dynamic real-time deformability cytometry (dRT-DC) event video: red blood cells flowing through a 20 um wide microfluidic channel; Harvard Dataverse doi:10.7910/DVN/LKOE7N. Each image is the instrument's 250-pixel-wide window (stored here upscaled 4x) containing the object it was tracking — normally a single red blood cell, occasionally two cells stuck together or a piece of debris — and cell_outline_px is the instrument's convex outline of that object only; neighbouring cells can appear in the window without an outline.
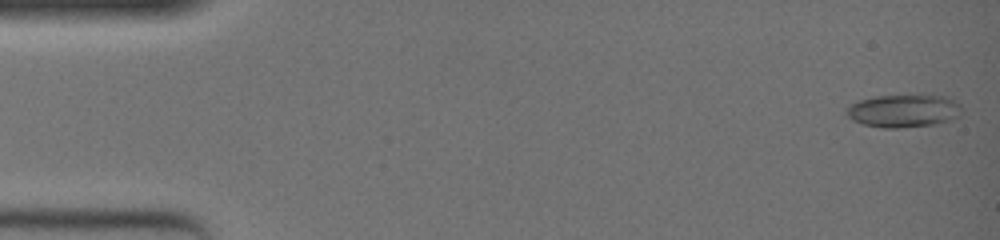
{"species": "common noctule bat (a hibernating species)", "species_latin": "Nyctalus noctula", "temperature_condition": "warm", "stored_images_in_passage": 50, "camera_frame_rate_fps": 3000, "um_per_image_px": 0.085, "animal": {"sex": "female", "body_mass_g": 19.0, "forearm_length_mm": 51.5}, "frame": {"image": 1, "passage_image": 1, "time_ms": 0.0, "image_size_px": [1000, 240], "cell_outline_px": [[960, 116], [952, 120], [936, 124], [900, 128], [880, 128], [864, 124], [852, 120], [848, 116], [848, 108], [852, 104], [860, 100], [876, 96], [920, 92], [944, 96], [960, 104]], "centroid_in_image_um": [76.86, 9.39], "position_along_channel_um": 8.1, "area_um2": 22.72}}
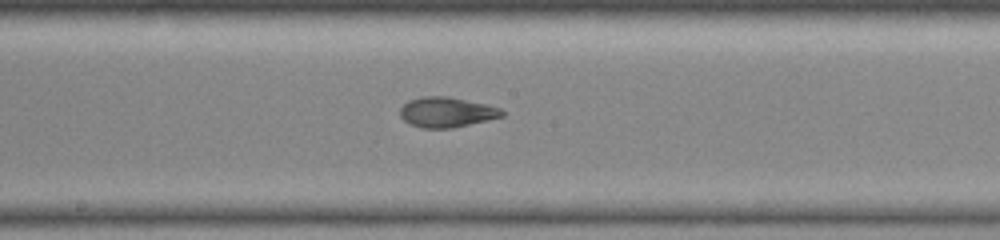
{"frame": {"image": 2, "passage_image": 28, "time_ms": 9.0, "image_size_px": [1000, 240], "cell_outline_px": [[504, 116], [452, 128], [420, 128], [408, 124], [400, 116], [400, 108], [408, 100], [420, 96], [448, 96], [488, 104], [500, 108], [504, 112]], "centroid_in_image_um": [37.94, 9.53], "position_along_channel_um": 210.3, "area_um2": 18.09}}
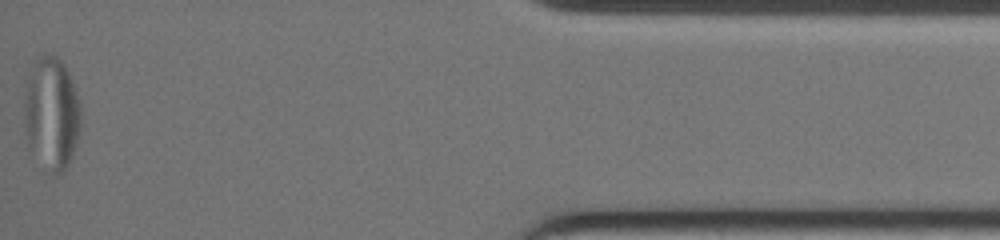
{"frame": {"image": 3, "passage_image": 50, "time_ms": 16.333, "image_size_px": [1000, 240], "cell_outline_px": [[76, 136], [68, 160], [60, 168], [40, 64], [40, 60], [44, 56], [52, 56], [64, 68], [72, 88], [76, 100]], "centroid_in_image_um": [5.1, 9.04], "position_along_channel_um": 430.1, "area_um2": 17.28}}